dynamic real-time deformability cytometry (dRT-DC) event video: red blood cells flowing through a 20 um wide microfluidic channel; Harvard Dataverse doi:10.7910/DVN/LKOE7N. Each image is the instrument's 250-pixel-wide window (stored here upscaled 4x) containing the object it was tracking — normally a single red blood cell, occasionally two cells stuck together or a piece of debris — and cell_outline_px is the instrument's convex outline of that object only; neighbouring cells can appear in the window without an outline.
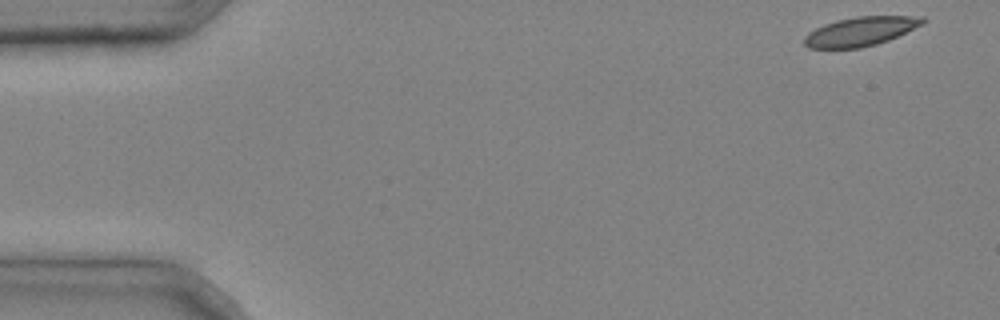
{"species": "common noctule bat (a hibernating species)", "species_latin": "Nyctalus noctula", "temperature_condition": "cold", "stored_images_in_passage": 4, "camera_frame_rate_fps": 3000, "um_per_image_px": 0.085, "animal": {"sex": "male", "body_mass_g": 20.4}, "frame": {"image": 1, "passage_image": 1, "time_ms": 0.0, "image_size_px": [1000, 320], "cell_outline_px": [[928, 20], [924, 24], [888, 40], [876, 44], [860, 48], [808, 48], [804, 44], [804, 36], [808, 32], [824, 24], [856, 16], [924, 16]], "centroid_in_image_um": [73.17, 2.66], "position_along_channel_um": 11.8, "area_um2": 20.06}}
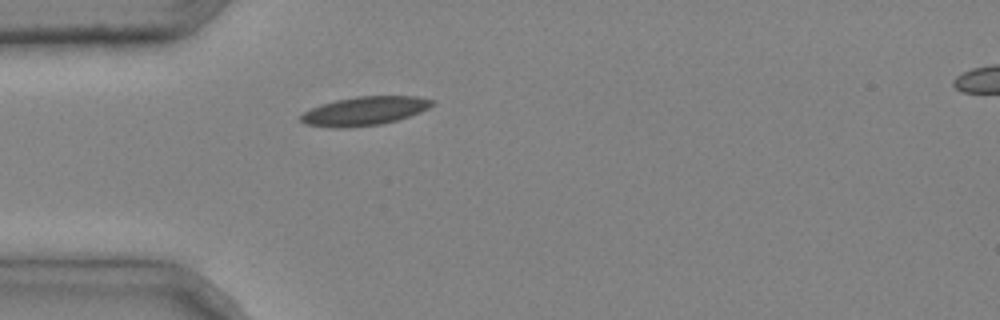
{"frame": {"image": 2, "passage_image": 4, "time_ms": 1.0, "image_size_px": [1000, 320], "cell_outline_px": [[436, 104], [420, 112], [396, 120], [380, 124], [344, 128], [328, 128], [304, 124], [300, 120], [300, 116], [304, 112], [320, 104], [336, 100], [356, 96], [416, 96], [436, 100]], "centroid_in_image_um": [30.98, 9.43], "position_along_channel_um": 54.0, "area_um2": 22.14}}